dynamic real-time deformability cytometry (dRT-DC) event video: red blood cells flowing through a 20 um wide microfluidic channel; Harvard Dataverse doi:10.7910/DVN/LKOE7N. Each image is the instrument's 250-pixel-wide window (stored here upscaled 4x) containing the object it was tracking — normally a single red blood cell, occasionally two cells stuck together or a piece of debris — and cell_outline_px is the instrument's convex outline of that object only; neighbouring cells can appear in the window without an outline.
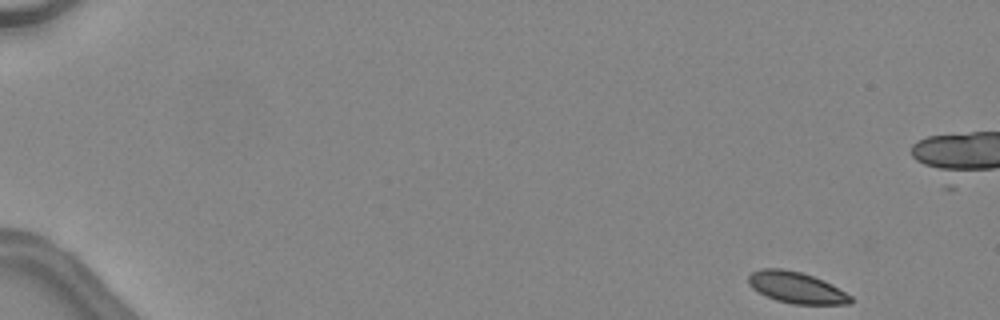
{"species": "common noctule bat (a hibernating species)", "species_latin": "Nyctalus noctula", "temperature_condition": "warm", "stored_images_in_passage": 46, "camera_frame_rate_fps": 3000, "um_per_image_px": 0.085, "animal": {"sex": "female", "body_mass_g": 24.6, "forearm_length_mm": 56.2}, "frame": {"image": 1, "passage_image": 1, "time_ms": 0.0, "image_size_px": [1000, 320], "cell_outline_px": [[852, 304], [792, 304], [776, 300], [752, 288], [748, 284], [748, 276], [752, 272], [760, 268], [780, 268], [800, 272], [824, 280], [832, 284], [852, 296]], "centroid_in_image_um": [67.7, 24.44], "position_along_channel_um": 17.3, "area_um2": 18.61}}
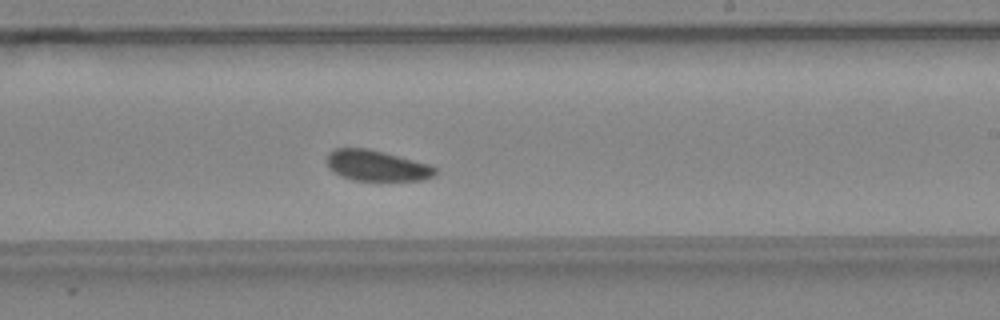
{"frame": {"image": 2, "passage_image": 28, "time_ms": 9.0, "image_size_px": [1000, 320], "cell_outline_px": [[436, 172], [432, 176], [424, 180], [352, 180], [340, 176], [328, 168], [324, 160], [328, 152], [336, 148], [368, 148], [384, 152], [428, 164], [436, 168]], "centroid_in_image_um": [31.94, 14.07], "position_along_channel_um": 257.1, "area_um2": 19.48}}
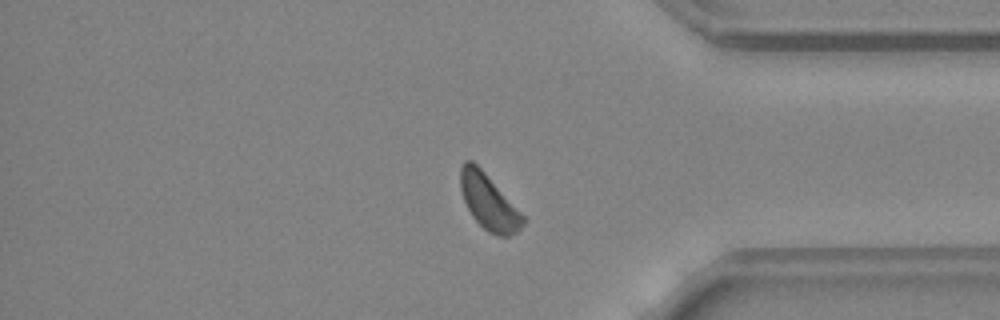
{"frame": {"image": 3, "passage_image": 38, "time_ms": 12.333, "image_size_px": [1000, 320], "cell_outline_px": [[528, 220], [516, 232], [508, 236], [496, 236], [488, 232], [472, 216], [464, 200], [460, 188], [460, 164], [464, 160], [472, 160], [484, 172]], "centroid_in_image_um": [41.53, 17.17], "position_along_channel_um": 393.7, "area_um2": 20.0}, "authors_computed_cell_mechanics": {"area_um2": 19.8254, "velocity_mm_per_s": 4.465, "shape_relaxation_time_tau1_ms": 0.9313, "shape_relaxation_time_tau2_ms": null, "deformation_change_tau1": 0.0329, "deformation_change_tau2": null}}